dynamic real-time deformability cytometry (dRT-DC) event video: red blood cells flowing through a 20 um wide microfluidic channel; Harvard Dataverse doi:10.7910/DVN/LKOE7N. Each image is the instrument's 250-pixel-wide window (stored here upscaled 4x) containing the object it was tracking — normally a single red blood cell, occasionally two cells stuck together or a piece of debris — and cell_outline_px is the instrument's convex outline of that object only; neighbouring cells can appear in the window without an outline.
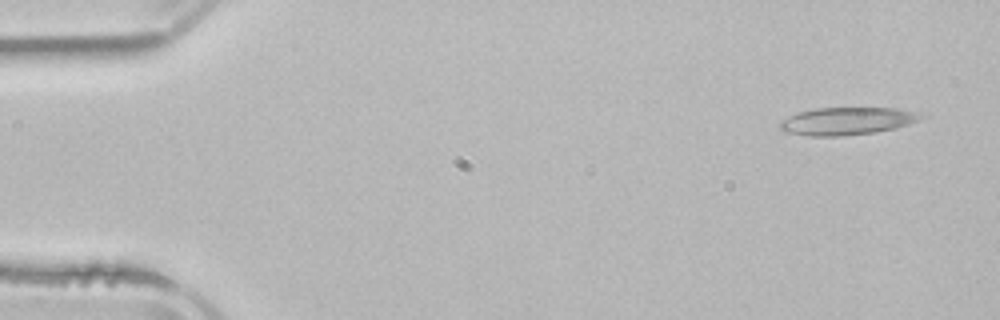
{"species": "common noctule bat (a hibernating species)", "species_latin": "Nyctalus noctula", "temperature_condition": "room temperature", "stored_images_in_passage": 4, "camera_frame_rate_fps": 3000, "um_per_image_px": 0.085, "animal": {"sex": "male", "body_mass_g": 21.5, "forearm_length_mm": 52.0}, "frame": {"image": 1, "passage_image": 1, "time_ms": 0.0, "image_size_px": [1000, 320], "cell_outline_px": [[928, 116], [908, 124], [896, 128], [876, 132], [844, 136], [808, 136], [784, 132], [780, 128], [780, 120], [796, 112], [816, 108], [896, 108], [916, 112]], "centroid_in_image_um": [71.97, 10.29], "position_along_channel_um": 13.0, "area_um2": 22.89}}
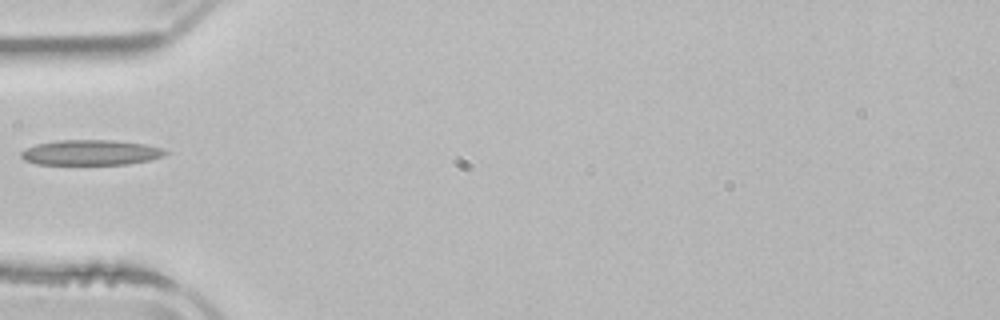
{"frame": {"image": 2, "passage_image": 4, "time_ms": 4.667, "image_size_px": [1000, 320], "cell_outline_px": [[168, 152], [164, 156], [148, 160], [128, 164], [36, 164], [24, 160], [20, 156], [20, 152], [24, 148], [36, 144], [56, 140], [112, 140], [144, 144], [160, 148]], "centroid_in_image_um": [7.65, 12.96], "position_along_channel_um": 77.3, "area_um2": 21.21}}